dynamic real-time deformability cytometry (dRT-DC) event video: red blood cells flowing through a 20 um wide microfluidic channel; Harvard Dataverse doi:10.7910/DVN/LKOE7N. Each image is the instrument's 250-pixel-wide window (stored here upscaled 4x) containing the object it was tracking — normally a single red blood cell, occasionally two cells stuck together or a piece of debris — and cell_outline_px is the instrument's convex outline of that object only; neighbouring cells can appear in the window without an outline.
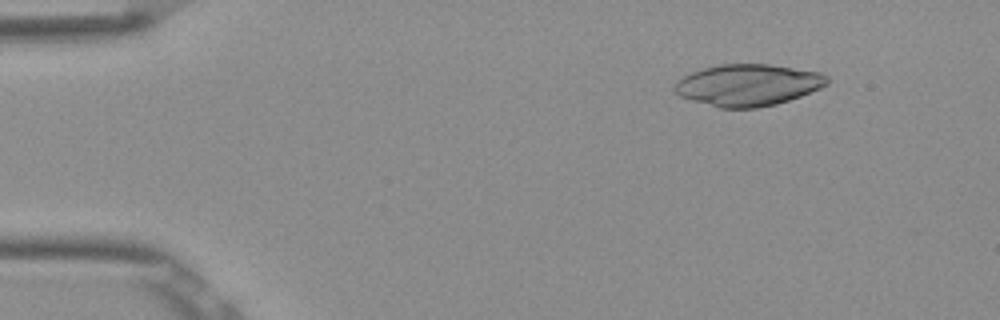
{"species": "Egyptian fruit bat (a non-hibernating species)", "species_latin": "Rousettus aegyptiacus", "temperature_condition": "room temperature", "stored_images_in_passage": 47, "camera_frame_rate_fps": 3000, "um_per_image_px": 0.085, "frame": {"image": 1, "passage_image": 6, "time_ms": 1.667, "image_size_px": [1000, 320], "cell_outline_px": [[828, 84], [820, 88], [800, 96], [776, 104], [756, 108], [720, 108], [692, 100], [680, 96], [672, 88], [676, 80], [692, 72], [704, 68], [720, 64], [768, 64], [820, 72], [828, 76]], "centroid_in_image_um": [63.56, 7.22], "position_along_channel_um": 21.4, "area_um2": 36.93}}